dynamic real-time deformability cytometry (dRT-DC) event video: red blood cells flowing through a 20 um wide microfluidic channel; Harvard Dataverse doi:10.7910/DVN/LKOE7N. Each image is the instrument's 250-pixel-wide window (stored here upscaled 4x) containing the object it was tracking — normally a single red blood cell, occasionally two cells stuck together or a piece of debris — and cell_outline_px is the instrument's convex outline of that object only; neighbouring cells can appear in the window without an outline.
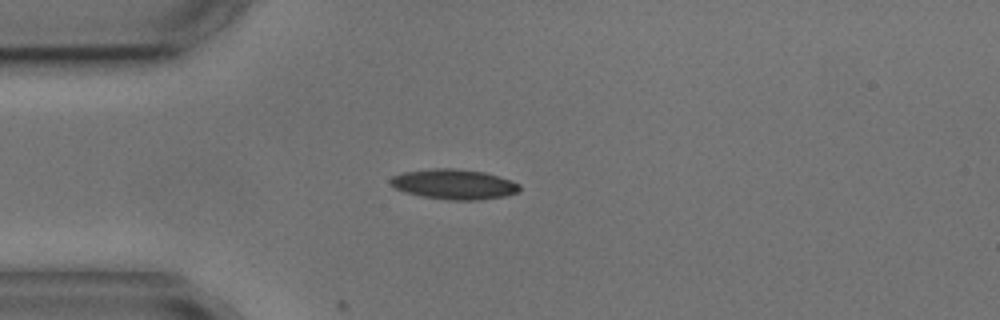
{"species": "common noctule bat (a hibernating species)", "species_latin": "Nyctalus noctula", "temperature_condition": "cold", "stored_images_in_passage": 2, "camera_frame_rate_fps": 3000, "um_per_image_px": 0.085, "animal": {"sex": "male", "body_mass_g": 17.9, "forearm_length_mm": 54.2}, "frame": {"image": 1, "passage_image": 2, "time_ms": 2.0, "image_size_px": [1000, 320], "cell_outline_px": [[520, 192], [504, 196], [480, 200], [448, 200], [420, 196], [404, 192], [396, 188], [388, 180], [392, 176], [404, 172], [432, 168], [452, 168], [484, 172], [512, 180], [520, 184]], "centroid_in_image_um": [38.6, 15.66], "position_along_channel_um": 46.4, "area_um2": 22.77}}